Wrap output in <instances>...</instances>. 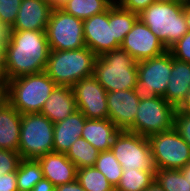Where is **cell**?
<instances>
[{
	"instance_id": "obj_1",
	"label": "cell",
	"mask_w": 190,
	"mask_h": 191,
	"mask_svg": "<svg viewBox=\"0 0 190 191\" xmlns=\"http://www.w3.org/2000/svg\"><path fill=\"white\" fill-rule=\"evenodd\" d=\"M49 52L46 31H8L2 67L4 82L44 72Z\"/></svg>"
},
{
	"instance_id": "obj_2",
	"label": "cell",
	"mask_w": 190,
	"mask_h": 191,
	"mask_svg": "<svg viewBox=\"0 0 190 191\" xmlns=\"http://www.w3.org/2000/svg\"><path fill=\"white\" fill-rule=\"evenodd\" d=\"M139 19L162 42L168 50L187 32L184 16V2H153L142 13Z\"/></svg>"
},
{
	"instance_id": "obj_3",
	"label": "cell",
	"mask_w": 190,
	"mask_h": 191,
	"mask_svg": "<svg viewBox=\"0 0 190 191\" xmlns=\"http://www.w3.org/2000/svg\"><path fill=\"white\" fill-rule=\"evenodd\" d=\"M137 62L120 47L97 56L93 76L107 92L136 89Z\"/></svg>"
},
{
	"instance_id": "obj_4",
	"label": "cell",
	"mask_w": 190,
	"mask_h": 191,
	"mask_svg": "<svg viewBox=\"0 0 190 191\" xmlns=\"http://www.w3.org/2000/svg\"><path fill=\"white\" fill-rule=\"evenodd\" d=\"M7 101L20 114L40 113L57 84L45 73L23 75L5 82Z\"/></svg>"
},
{
	"instance_id": "obj_5",
	"label": "cell",
	"mask_w": 190,
	"mask_h": 191,
	"mask_svg": "<svg viewBox=\"0 0 190 191\" xmlns=\"http://www.w3.org/2000/svg\"><path fill=\"white\" fill-rule=\"evenodd\" d=\"M97 56L88 48L49 52L45 73L57 84L72 87L92 76Z\"/></svg>"
},
{
	"instance_id": "obj_6",
	"label": "cell",
	"mask_w": 190,
	"mask_h": 191,
	"mask_svg": "<svg viewBox=\"0 0 190 191\" xmlns=\"http://www.w3.org/2000/svg\"><path fill=\"white\" fill-rule=\"evenodd\" d=\"M54 123L41 113L21 114L18 152L22 159H37L53 152Z\"/></svg>"
},
{
	"instance_id": "obj_7",
	"label": "cell",
	"mask_w": 190,
	"mask_h": 191,
	"mask_svg": "<svg viewBox=\"0 0 190 191\" xmlns=\"http://www.w3.org/2000/svg\"><path fill=\"white\" fill-rule=\"evenodd\" d=\"M176 108L162 96H141L134 124L127 130L149 137L174 128Z\"/></svg>"
},
{
	"instance_id": "obj_8",
	"label": "cell",
	"mask_w": 190,
	"mask_h": 191,
	"mask_svg": "<svg viewBox=\"0 0 190 191\" xmlns=\"http://www.w3.org/2000/svg\"><path fill=\"white\" fill-rule=\"evenodd\" d=\"M110 150L123 170H156L148 137L120 130Z\"/></svg>"
},
{
	"instance_id": "obj_9",
	"label": "cell",
	"mask_w": 190,
	"mask_h": 191,
	"mask_svg": "<svg viewBox=\"0 0 190 191\" xmlns=\"http://www.w3.org/2000/svg\"><path fill=\"white\" fill-rule=\"evenodd\" d=\"M50 51L76 50L86 47L83 20L66 13L61 8H53L46 28Z\"/></svg>"
},
{
	"instance_id": "obj_10",
	"label": "cell",
	"mask_w": 190,
	"mask_h": 191,
	"mask_svg": "<svg viewBox=\"0 0 190 191\" xmlns=\"http://www.w3.org/2000/svg\"><path fill=\"white\" fill-rule=\"evenodd\" d=\"M148 139L156 169L180 170L190 162V146L174 128Z\"/></svg>"
},
{
	"instance_id": "obj_11",
	"label": "cell",
	"mask_w": 190,
	"mask_h": 191,
	"mask_svg": "<svg viewBox=\"0 0 190 191\" xmlns=\"http://www.w3.org/2000/svg\"><path fill=\"white\" fill-rule=\"evenodd\" d=\"M137 90L143 96H164L172 72V54L169 50L154 58L137 62Z\"/></svg>"
},
{
	"instance_id": "obj_12",
	"label": "cell",
	"mask_w": 190,
	"mask_h": 191,
	"mask_svg": "<svg viewBox=\"0 0 190 191\" xmlns=\"http://www.w3.org/2000/svg\"><path fill=\"white\" fill-rule=\"evenodd\" d=\"M84 41L96 56L120 48L114 39L113 4L103 13L83 20Z\"/></svg>"
},
{
	"instance_id": "obj_13",
	"label": "cell",
	"mask_w": 190,
	"mask_h": 191,
	"mask_svg": "<svg viewBox=\"0 0 190 191\" xmlns=\"http://www.w3.org/2000/svg\"><path fill=\"white\" fill-rule=\"evenodd\" d=\"M72 89L77 110L87 119H108L107 91L93 75L77 81Z\"/></svg>"
},
{
	"instance_id": "obj_14",
	"label": "cell",
	"mask_w": 190,
	"mask_h": 191,
	"mask_svg": "<svg viewBox=\"0 0 190 191\" xmlns=\"http://www.w3.org/2000/svg\"><path fill=\"white\" fill-rule=\"evenodd\" d=\"M121 48L136 61L154 58L167 51L162 42L139 18L133 24L131 31L125 36Z\"/></svg>"
},
{
	"instance_id": "obj_15",
	"label": "cell",
	"mask_w": 190,
	"mask_h": 191,
	"mask_svg": "<svg viewBox=\"0 0 190 191\" xmlns=\"http://www.w3.org/2000/svg\"><path fill=\"white\" fill-rule=\"evenodd\" d=\"M141 96L137 89L107 92L108 118L120 130H128L134 124Z\"/></svg>"
},
{
	"instance_id": "obj_16",
	"label": "cell",
	"mask_w": 190,
	"mask_h": 191,
	"mask_svg": "<svg viewBox=\"0 0 190 191\" xmlns=\"http://www.w3.org/2000/svg\"><path fill=\"white\" fill-rule=\"evenodd\" d=\"M53 7L41 0H22L13 26L8 31H46Z\"/></svg>"
},
{
	"instance_id": "obj_17",
	"label": "cell",
	"mask_w": 190,
	"mask_h": 191,
	"mask_svg": "<svg viewBox=\"0 0 190 191\" xmlns=\"http://www.w3.org/2000/svg\"><path fill=\"white\" fill-rule=\"evenodd\" d=\"M42 169L43 176L55 187L76 180L77 167L65 153L51 152L36 159Z\"/></svg>"
},
{
	"instance_id": "obj_18",
	"label": "cell",
	"mask_w": 190,
	"mask_h": 191,
	"mask_svg": "<svg viewBox=\"0 0 190 191\" xmlns=\"http://www.w3.org/2000/svg\"><path fill=\"white\" fill-rule=\"evenodd\" d=\"M77 111L72 87L57 85L45 101L41 114L51 122L57 123Z\"/></svg>"
},
{
	"instance_id": "obj_19",
	"label": "cell",
	"mask_w": 190,
	"mask_h": 191,
	"mask_svg": "<svg viewBox=\"0 0 190 191\" xmlns=\"http://www.w3.org/2000/svg\"><path fill=\"white\" fill-rule=\"evenodd\" d=\"M86 119L82 112L77 110L66 119L54 123L53 152L66 153L82 136Z\"/></svg>"
},
{
	"instance_id": "obj_20",
	"label": "cell",
	"mask_w": 190,
	"mask_h": 191,
	"mask_svg": "<svg viewBox=\"0 0 190 191\" xmlns=\"http://www.w3.org/2000/svg\"><path fill=\"white\" fill-rule=\"evenodd\" d=\"M120 129L108 119H86L82 138L87 140L99 152L108 151Z\"/></svg>"
},
{
	"instance_id": "obj_21",
	"label": "cell",
	"mask_w": 190,
	"mask_h": 191,
	"mask_svg": "<svg viewBox=\"0 0 190 191\" xmlns=\"http://www.w3.org/2000/svg\"><path fill=\"white\" fill-rule=\"evenodd\" d=\"M190 89V63L172 56V72L163 96L169 104L177 108Z\"/></svg>"
},
{
	"instance_id": "obj_22",
	"label": "cell",
	"mask_w": 190,
	"mask_h": 191,
	"mask_svg": "<svg viewBox=\"0 0 190 191\" xmlns=\"http://www.w3.org/2000/svg\"><path fill=\"white\" fill-rule=\"evenodd\" d=\"M21 114L8 102L0 109V149L18 152Z\"/></svg>"
},
{
	"instance_id": "obj_23",
	"label": "cell",
	"mask_w": 190,
	"mask_h": 191,
	"mask_svg": "<svg viewBox=\"0 0 190 191\" xmlns=\"http://www.w3.org/2000/svg\"><path fill=\"white\" fill-rule=\"evenodd\" d=\"M113 4L110 0H68L60 8L82 20L105 12Z\"/></svg>"
},
{
	"instance_id": "obj_24",
	"label": "cell",
	"mask_w": 190,
	"mask_h": 191,
	"mask_svg": "<svg viewBox=\"0 0 190 191\" xmlns=\"http://www.w3.org/2000/svg\"><path fill=\"white\" fill-rule=\"evenodd\" d=\"M99 154L100 152L82 137H79L65 153L77 169L94 167Z\"/></svg>"
},
{
	"instance_id": "obj_25",
	"label": "cell",
	"mask_w": 190,
	"mask_h": 191,
	"mask_svg": "<svg viewBox=\"0 0 190 191\" xmlns=\"http://www.w3.org/2000/svg\"><path fill=\"white\" fill-rule=\"evenodd\" d=\"M155 181V170H123L115 191H142Z\"/></svg>"
},
{
	"instance_id": "obj_26",
	"label": "cell",
	"mask_w": 190,
	"mask_h": 191,
	"mask_svg": "<svg viewBox=\"0 0 190 191\" xmlns=\"http://www.w3.org/2000/svg\"><path fill=\"white\" fill-rule=\"evenodd\" d=\"M44 178L39 162L35 159H22L17 169L18 191H31Z\"/></svg>"
},
{
	"instance_id": "obj_27",
	"label": "cell",
	"mask_w": 190,
	"mask_h": 191,
	"mask_svg": "<svg viewBox=\"0 0 190 191\" xmlns=\"http://www.w3.org/2000/svg\"><path fill=\"white\" fill-rule=\"evenodd\" d=\"M76 180L85 191H115L105 175L95 167L77 169Z\"/></svg>"
},
{
	"instance_id": "obj_28",
	"label": "cell",
	"mask_w": 190,
	"mask_h": 191,
	"mask_svg": "<svg viewBox=\"0 0 190 191\" xmlns=\"http://www.w3.org/2000/svg\"><path fill=\"white\" fill-rule=\"evenodd\" d=\"M139 15L113 3V31L114 39L121 45L125 36L131 31Z\"/></svg>"
},
{
	"instance_id": "obj_29",
	"label": "cell",
	"mask_w": 190,
	"mask_h": 191,
	"mask_svg": "<svg viewBox=\"0 0 190 191\" xmlns=\"http://www.w3.org/2000/svg\"><path fill=\"white\" fill-rule=\"evenodd\" d=\"M94 167L102 172L109 183L116 188L122 177L123 169L111 150L100 152Z\"/></svg>"
},
{
	"instance_id": "obj_30",
	"label": "cell",
	"mask_w": 190,
	"mask_h": 191,
	"mask_svg": "<svg viewBox=\"0 0 190 191\" xmlns=\"http://www.w3.org/2000/svg\"><path fill=\"white\" fill-rule=\"evenodd\" d=\"M155 181H157L165 191H190V183L184 178L180 170L156 169Z\"/></svg>"
},
{
	"instance_id": "obj_31",
	"label": "cell",
	"mask_w": 190,
	"mask_h": 191,
	"mask_svg": "<svg viewBox=\"0 0 190 191\" xmlns=\"http://www.w3.org/2000/svg\"><path fill=\"white\" fill-rule=\"evenodd\" d=\"M22 0H0V21L10 29L16 21Z\"/></svg>"
},
{
	"instance_id": "obj_32",
	"label": "cell",
	"mask_w": 190,
	"mask_h": 191,
	"mask_svg": "<svg viewBox=\"0 0 190 191\" xmlns=\"http://www.w3.org/2000/svg\"><path fill=\"white\" fill-rule=\"evenodd\" d=\"M21 160L19 152L0 149V175L17 171Z\"/></svg>"
},
{
	"instance_id": "obj_33",
	"label": "cell",
	"mask_w": 190,
	"mask_h": 191,
	"mask_svg": "<svg viewBox=\"0 0 190 191\" xmlns=\"http://www.w3.org/2000/svg\"><path fill=\"white\" fill-rule=\"evenodd\" d=\"M168 50L174 58L190 63V31H188Z\"/></svg>"
},
{
	"instance_id": "obj_34",
	"label": "cell",
	"mask_w": 190,
	"mask_h": 191,
	"mask_svg": "<svg viewBox=\"0 0 190 191\" xmlns=\"http://www.w3.org/2000/svg\"><path fill=\"white\" fill-rule=\"evenodd\" d=\"M174 129L190 146V113L176 111L174 117Z\"/></svg>"
},
{
	"instance_id": "obj_35",
	"label": "cell",
	"mask_w": 190,
	"mask_h": 191,
	"mask_svg": "<svg viewBox=\"0 0 190 191\" xmlns=\"http://www.w3.org/2000/svg\"><path fill=\"white\" fill-rule=\"evenodd\" d=\"M153 2L155 1L154 0H118L117 4L120 7L139 15Z\"/></svg>"
},
{
	"instance_id": "obj_36",
	"label": "cell",
	"mask_w": 190,
	"mask_h": 191,
	"mask_svg": "<svg viewBox=\"0 0 190 191\" xmlns=\"http://www.w3.org/2000/svg\"><path fill=\"white\" fill-rule=\"evenodd\" d=\"M0 191H18L17 171L0 175Z\"/></svg>"
},
{
	"instance_id": "obj_37",
	"label": "cell",
	"mask_w": 190,
	"mask_h": 191,
	"mask_svg": "<svg viewBox=\"0 0 190 191\" xmlns=\"http://www.w3.org/2000/svg\"><path fill=\"white\" fill-rule=\"evenodd\" d=\"M55 191H85L80 183L75 180L71 183L58 185L55 187Z\"/></svg>"
},
{
	"instance_id": "obj_38",
	"label": "cell",
	"mask_w": 190,
	"mask_h": 191,
	"mask_svg": "<svg viewBox=\"0 0 190 191\" xmlns=\"http://www.w3.org/2000/svg\"><path fill=\"white\" fill-rule=\"evenodd\" d=\"M31 191H55V186L48 179L43 178Z\"/></svg>"
},
{
	"instance_id": "obj_39",
	"label": "cell",
	"mask_w": 190,
	"mask_h": 191,
	"mask_svg": "<svg viewBox=\"0 0 190 191\" xmlns=\"http://www.w3.org/2000/svg\"><path fill=\"white\" fill-rule=\"evenodd\" d=\"M176 111L190 113V89L188 90L181 104L176 108Z\"/></svg>"
},
{
	"instance_id": "obj_40",
	"label": "cell",
	"mask_w": 190,
	"mask_h": 191,
	"mask_svg": "<svg viewBox=\"0 0 190 191\" xmlns=\"http://www.w3.org/2000/svg\"><path fill=\"white\" fill-rule=\"evenodd\" d=\"M6 41H7V35H0V69L1 70L4 64Z\"/></svg>"
},
{
	"instance_id": "obj_41",
	"label": "cell",
	"mask_w": 190,
	"mask_h": 191,
	"mask_svg": "<svg viewBox=\"0 0 190 191\" xmlns=\"http://www.w3.org/2000/svg\"><path fill=\"white\" fill-rule=\"evenodd\" d=\"M184 16L187 24V30L190 31V2L184 3Z\"/></svg>"
},
{
	"instance_id": "obj_42",
	"label": "cell",
	"mask_w": 190,
	"mask_h": 191,
	"mask_svg": "<svg viewBox=\"0 0 190 191\" xmlns=\"http://www.w3.org/2000/svg\"><path fill=\"white\" fill-rule=\"evenodd\" d=\"M7 89L0 87V109L7 103Z\"/></svg>"
},
{
	"instance_id": "obj_43",
	"label": "cell",
	"mask_w": 190,
	"mask_h": 191,
	"mask_svg": "<svg viewBox=\"0 0 190 191\" xmlns=\"http://www.w3.org/2000/svg\"><path fill=\"white\" fill-rule=\"evenodd\" d=\"M142 191H165V190L157 181H154L149 187L143 189Z\"/></svg>"
},
{
	"instance_id": "obj_44",
	"label": "cell",
	"mask_w": 190,
	"mask_h": 191,
	"mask_svg": "<svg viewBox=\"0 0 190 191\" xmlns=\"http://www.w3.org/2000/svg\"><path fill=\"white\" fill-rule=\"evenodd\" d=\"M180 171L183 174L184 178L187 179L190 183V162H188L184 167H182Z\"/></svg>"
},
{
	"instance_id": "obj_45",
	"label": "cell",
	"mask_w": 190,
	"mask_h": 191,
	"mask_svg": "<svg viewBox=\"0 0 190 191\" xmlns=\"http://www.w3.org/2000/svg\"><path fill=\"white\" fill-rule=\"evenodd\" d=\"M68 0H53V8H60Z\"/></svg>"
},
{
	"instance_id": "obj_46",
	"label": "cell",
	"mask_w": 190,
	"mask_h": 191,
	"mask_svg": "<svg viewBox=\"0 0 190 191\" xmlns=\"http://www.w3.org/2000/svg\"><path fill=\"white\" fill-rule=\"evenodd\" d=\"M8 30L4 27V25L0 21V35H7Z\"/></svg>"
},
{
	"instance_id": "obj_47",
	"label": "cell",
	"mask_w": 190,
	"mask_h": 191,
	"mask_svg": "<svg viewBox=\"0 0 190 191\" xmlns=\"http://www.w3.org/2000/svg\"><path fill=\"white\" fill-rule=\"evenodd\" d=\"M0 87H6L2 76V70L0 69Z\"/></svg>"
},
{
	"instance_id": "obj_48",
	"label": "cell",
	"mask_w": 190,
	"mask_h": 191,
	"mask_svg": "<svg viewBox=\"0 0 190 191\" xmlns=\"http://www.w3.org/2000/svg\"><path fill=\"white\" fill-rule=\"evenodd\" d=\"M155 2H174L179 0H154Z\"/></svg>"
},
{
	"instance_id": "obj_49",
	"label": "cell",
	"mask_w": 190,
	"mask_h": 191,
	"mask_svg": "<svg viewBox=\"0 0 190 191\" xmlns=\"http://www.w3.org/2000/svg\"><path fill=\"white\" fill-rule=\"evenodd\" d=\"M41 1H44V2H47V3H50L53 7V0H41Z\"/></svg>"
},
{
	"instance_id": "obj_50",
	"label": "cell",
	"mask_w": 190,
	"mask_h": 191,
	"mask_svg": "<svg viewBox=\"0 0 190 191\" xmlns=\"http://www.w3.org/2000/svg\"><path fill=\"white\" fill-rule=\"evenodd\" d=\"M179 1L184 2V3L190 2V0H179Z\"/></svg>"
},
{
	"instance_id": "obj_51",
	"label": "cell",
	"mask_w": 190,
	"mask_h": 191,
	"mask_svg": "<svg viewBox=\"0 0 190 191\" xmlns=\"http://www.w3.org/2000/svg\"><path fill=\"white\" fill-rule=\"evenodd\" d=\"M110 1H112L113 3H117L118 0H110Z\"/></svg>"
}]
</instances>
